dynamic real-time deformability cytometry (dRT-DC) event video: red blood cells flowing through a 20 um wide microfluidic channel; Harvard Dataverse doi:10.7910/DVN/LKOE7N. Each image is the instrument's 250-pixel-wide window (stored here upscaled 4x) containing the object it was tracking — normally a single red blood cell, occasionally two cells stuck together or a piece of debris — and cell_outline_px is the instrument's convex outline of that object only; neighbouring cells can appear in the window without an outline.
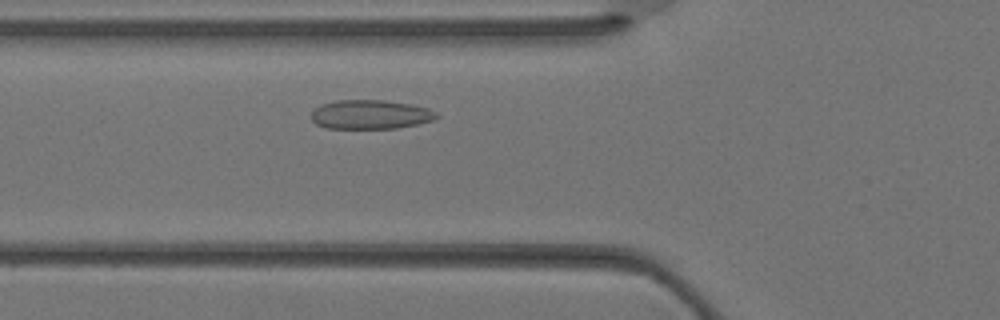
{"species": "Egyptian fruit bat (a non-hibernating species)", "species_latin": "Rousettus aegyptiacus", "temperature_condition": "warm", "stored_images_in_passage": 30, "camera_frame_rate_fps": 3000, "um_per_image_px": 0.085, "animal": {"sex": "female"}, "frame": {"image": 1, "passage_image": 6, "time_ms": 1.667, "image_size_px": [1000, 320], "cell_outline_px": [[440, 116], [432, 120], [416, 124], [396, 128], [324, 128], [316, 124], [312, 120], [312, 112], [320, 104], [336, 100], [384, 100], [412, 104], [428, 108], [436, 112]], "centroid_in_image_um": [31.48, 9.72], "position_along_channel_um": 94.3, "area_um2": 21.27}}
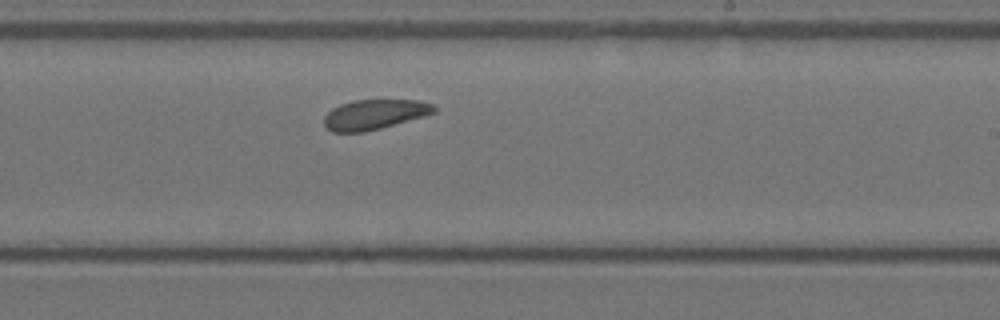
{"frame": {"image": 2, "passage_image": 15, "time_ms": 4.667, "image_size_px": [1000, 320], "cell_outline_px": [[436, 112], [424, 116], [380, 128], [364, 132], [332, 132], [324, 128], [324, 116], [332, 108], [340, 104], [352, 100], [416, 100], [432, 104], [436, 108]], "centroid_in_image_um": [31.78, 9.73], "position_along_channel_um": 257.2, "area_um2": 19.19}}
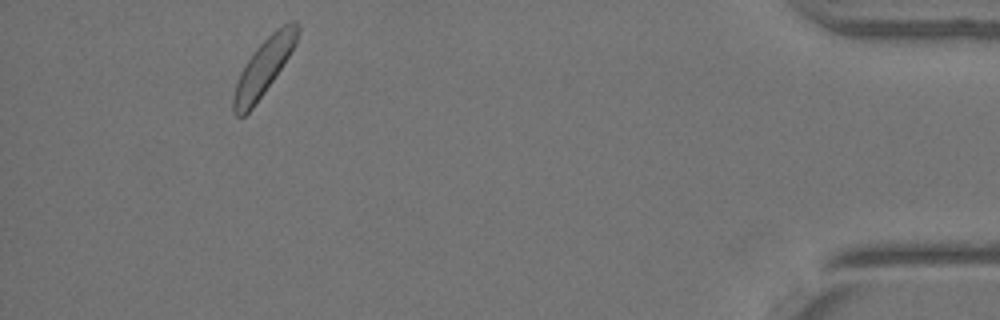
{"frame": {"image": 3, "passage_image": 27, "time_ms": 8.667, "image_size_px": [1000, 320], "cell_outline_px": [[300, 28], [296, 44], [264, 92], [252, 108], [244, 116], [236, 116], [232, 112], [232, 96], [236, 84], [248, 60], [256, 48], [272, 32], [284, 24], [292, 20], [296, 20], [300, 24]], "centroid_in_image_um": [22.42, 5.69], "position_along_channel_um": 412.8, "area_um2": 20.4}}